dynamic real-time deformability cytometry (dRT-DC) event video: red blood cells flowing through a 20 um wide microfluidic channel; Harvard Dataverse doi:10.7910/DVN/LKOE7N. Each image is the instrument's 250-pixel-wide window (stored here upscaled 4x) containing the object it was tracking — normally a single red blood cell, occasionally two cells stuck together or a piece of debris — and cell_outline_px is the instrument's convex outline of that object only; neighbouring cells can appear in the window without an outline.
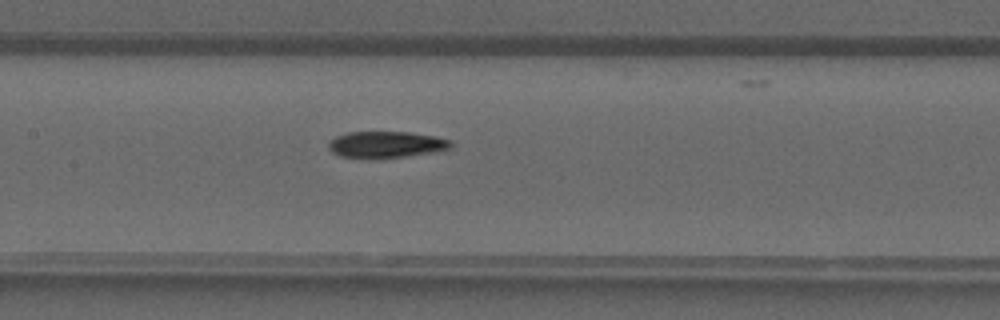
{"species": "common noctule bat (a hibernating species)", "species_latin": "Nyctalus noctula", "temperature_condition": "warm", "stored_images_in_passage": 30, "camera_frame_rate_fps": 3000, "um_per_image_px": 0.085, "animal": {"sex": "male", "forearm_length_mm": 52.5}, "frame": {"image": 1, "passage_image": 12, "time_ms": 3.667, "image_size_px": [1000, 320], "cell_outline_px": [[452, 148], [432, 152], [384, 160], [360, 160], [340, 156], [332, 152], [328, 148], [328, 144], [336, 136], [348, 132], [408, 132], [432, 136], [448, 140], [452, 144]], "centroid_in_image_um": [32.75, 12.33], "position_along_channel_um": 174.7, "area_um2": 19.36}}
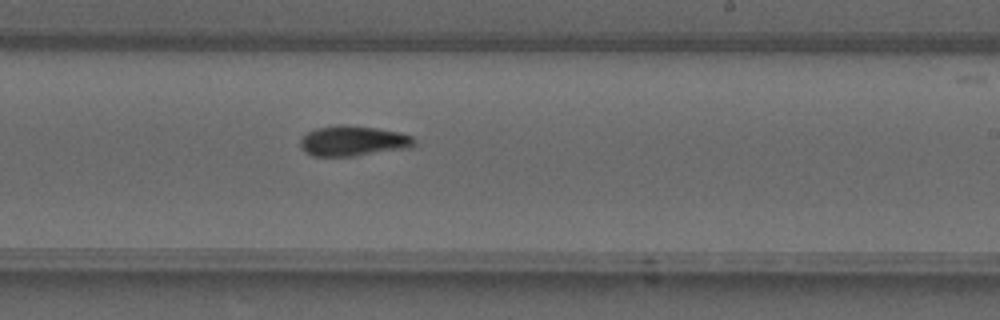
{"frame": {"image": 2, "passage_image": 17, "time_ms": 5.333, "image_size_px": [1000, 320], "cell_outline_px": [[416, 148], [352, 156], [312, 156], [304, 152], [300, 148], [300, 140], [308, 132], [316, 128], [336, 124], [344, 124], [376, 128], [400, 132], [412, 136], [416, 140]], "centroid_in_image_um": [30.06, 11.98], "position_along_channel_um": 258.9, "area_um2": 20.58}}
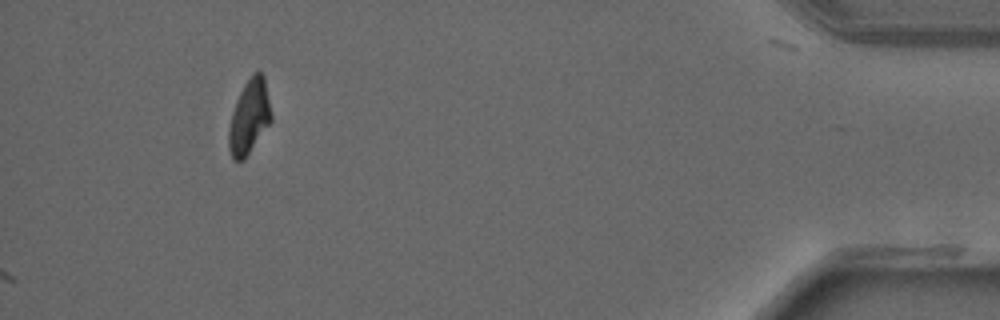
{"frame": {"image": 3, "passage_image": 30, "time_ms": 9.667, "image_size_px": [1000, 320], "cell_outline_px": [[272, 120], [244, 160], [232, 160], [228, 148], [228, 128], [232, 112], [240, 92], [244, 84], [252, 72], [260, 72], [264, 76], [272, 112]], "centroid_in_image_um": [21.18, 9.94], "position_along_channel_um": 414.0, "area_um2": 18.5}}